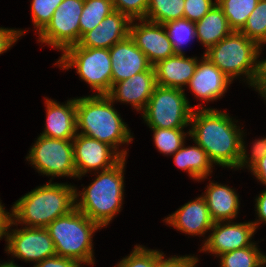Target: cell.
I'll use <instances>...</instances> for the list:
<instances>
[{"label":"cell","instance_id":"6da1fadb","mask_svg":"<svg viewBox=\"0 0 266 267\" xmlns=\"http://www.w3.org/2000/svg\"><path fill=\"white\" fill-rule=\"evenodd\" d=\"M234 122L229 113L198 104L191 115L189 136L206 151L213 164L236 169L243 131Z\"/></svg>","mask_w":266,"mask_h":267},{"label":"cell","instance_id":"7a4b0ae2","mask_svg":"<svg viewBox=\"0 0 266 267\" xmlns=\"http://www.w3.org/2000/svg\"><path fill=\"white\" fill-rule=\"evenodd\" d=\"M38 186L17 200L11 208L10 226L46 228L75 208V188L65 183Z\"/></svg>","mask_w":266,"mask_h":267},{"label":"cell","instance_id":"3957f363","mask_svg":"<svg viewBox=\"0 0 266 267\" xmlns=\"http://www.w3.org/2000/svg\"><path fill=\"white\" fill-rule=\"evenodd\" d=\"M113 103L107 95L76 98L77 133L107 143L126 158L127 150L119 151L118 146L132 142L133 137Z\"/></svg>","mask_w":266,"mask_h":267},{"label":"cell","instance_id":"277c9868","mask_svg":"<svg viewBox=\"0 0 266 267\" xmlns=\"http://www.w3.org/2000/svg\"><path fill=\"white\" fill-rule=\"evenodd\" d=\"M125 163L126 158H123L111 169L95 174V180L81 193L75 188V207L101 228L106 227L121 211Z\"/></svg>","mask_w":266,"mask_h":267},{"label":"cell","instance_id":"5b68a950","mask_svg":"<svg viewBox=\"0 0 266 267\" xmlns=\"http://www.w3.org/2000/svg\"><path fill=\"white\" fill-rule=\"evenodd\" d=\"M46 229L53 240L56 255L94 265L93 234L101 227L76 207L58 217Z\"/></svg>","mask_w":266,"mask_h":267},{"label":"cell","instance_id":"8992f818","mask_svg":"<svg viewBox=\"0 0 266 267\" xmlns=\"http://www.w3.org/2000/svg\"><path fill=\"white\" fill-rule=\"evenodd\" d=\"M261 49L240 31H232L203 55L232 81L244 75L247 83L253 87L258 76Z\"/></svg>","mask_w":266,"mask_h":267},{"label":"cell","instance_id":"52a82bcc","mask_svg":"<svg viewBox=\"0 0 266 267\" xmlns=\"http://www.w3.org/2000/svg\"><path fill=\"white\" fill-rule=\"evenodd\" d=\"M63 70L76 68L79 77L88 83L96 95H107L112 88V68L109 49L69 47L55 63Z\"/></svg>","mask_w":266,"mask_h":267},{"label":"cell","instance_id":"ba28073f","mask_svg":"<svg viewBox=\"0 0 266 267\" xmlns=\"http://www.w3.org/2000/svg\"><path fill=\"white\" fill-rule=\"evenodd\" d=\"M184 90L157 85L142 117L149 128L175 129L190 126L194 110Z\"/></svg>","mask_w":266,"mask_h":267},{"label":"cell","instance_id":"9c48e42d","mask_svg":"<svg viewBox=\"0 0 266 267\" xmlns=\"http://www.w3.org/2000/svg\"><path fill=\"white\" fill-rule=\"evenodd\" d=\"M26 159L46 176L77 178L72 140L39 135Z\"/></svg>","mask_w":266,"mask_h":267},{"label":"cell","instance_id":"30bf717a","mask_svg":"<svg viewBox=\"0 0 266 267\" xmlns=\"http://www.w3.org/2000/svg\"><path fill=\"white\" fill-rule=\"evenodd\" d=\"M84 0H63L51 21L38 34V41L65 51L80 41V16Z\"/></svg>","mask_w":266,"mask_h":267},{"label":"cell","instance_id":"8fae6325","mask_svg":"<svg viewBox=\"0 0 266 267\" xmlns=\"http://www.w3.org/2000/svg\"><path fill=\"white\" fill-rule=\"evenodd\" d=\"M10 227L9 221L5 237L7 242L5 251L8 254L27 262L32 261L34 265L56 255L53 240L46 228L10 229Z\"/></svg>","mask_w":266,"mask_h":267},{"label":"cell","instance_id":"7c38bea8","mask_svg":"<svg viewBox=\"0 0 266 267\" xmlns=\"http://www.w3.org/2000/svg\"><path fill=\"white\" fill-rule=\"evenodd\" d=\"M74 163L77 178L87 172L105 171L117 165L123 157L110 145L77 133L73 138Z\"/></svg>","mask_w":266,"mask_h":267},{"label":"cell","instance_id":"4fadbf2b","mask_svg":"<svg viewBox=\"0 0 266 267\" xmlns=\"http://www.w3.org/2000/svg\"><path fill=\"white\" fill-rule=\"evenodd\" d=\"M213 231L208 238L203 241L204 244L200 249L207 253L210 252L217 257L221 254L251 246L252 236L256 231L252 222L234 223L231 221H221L213 223Z\"/></svg>","mask_w":266,"mask_h":267},{"label":"cell","instance_id":"5bb4252c","mask_svg":"<svg viewBox=\"0 0 266 267\" xmlns=\"http://www.w3.org/2000/svg\"><path fill=\"white\" fill-rule=\"evenodd\" d=\"M135 20L130 24V37L136 46L147 56L154 66L159 61L175 55L171 41L163 24L154 23L145 19Z\"/></svg>","mask_w":266,"mask_h":267},{"label":"cell","instance_id":"9a60e30c","mask_svg":"<svg viewBox=\"0 0 266 267\" xmlns=\"http://www.w3.org/2000/svg\"><path fill=\"white\" fill-rule=\"evenodd\" d=\"M109 54L112 68V86L153 67L147 56L136 46L130 36L114 44L109 49Z\"/></svg>","mask_w":266,"mask_h":267},{"label":"cell","instance_id":"2e32d148","mask_svg":"<svg viewBox=\"0 0 266 267\" xmlns=\"http://www.w3.org/2000/svg\"><path fill=\"white\" fill-rule=\"evenodd\" d=\"M157 86L154 68L115 83L107 96L113 102L130 103L137 111H144Z\"/></svg>","mask_w":266,"mask_h":267},{"label":"cell","instance_id":"e0dca14e","mask_svg":"<svg viewBox=\"0 0 266 267\" xmlns=\"http://www.w3.org/2000/svg\"><path fill=\"white\" fill-rule=\"evenodd\" d=\"M231 82L228 76L203 55L187 86L199 100L208 102L222 98Z\"/></svg>","mask_w":266,"mask_h":267},{"label":"cell","instance_id":"ac0fdd59","mask_svg":"<svg viewBox=\"0 0 266 267\" xmlns=\"http://www.w3.org/2000/svg\"><path fill=\"white\" fill-rule=\"evenodd\" d=\"M130 24L131 20L126 15L114 10L94 29L86 32L78 45L83 48L110 49L130 35Z\"/></svg>","mask_w":266,"mask_h":267},{"label":"cell","instance_id":"d6986e66","mask_svg":"<svg viewBox=\"0 0 266 267\" xmlns=\"http://www.w3.org/2000/svg\"><path fill=\"white\" fill-rule=\"evenodd\" d=\"M163 221L176 228L177 231L180 230L192 236L205 235L214 223L209 214L206 200L202 195L185 203Z\"/></svg>","mask_w":266,"mask_h":267},{"label":"cell","instance_id":"ffe728a7","mask_svg":"<svg viewBox=\"0 0 266 267\" xmlns=\"http://www.w3.org/2000/svg\"><path fill=\"white\" fill-rule=\"evenodd\" d=\"M45 102L46 123L40 134L53 139L73 140L77 135L76 98L62 105L48 98Z\"/></svg>","mask_w":266,"mask_h":267},{"label":"cell","instance_id":"44dd1931","mask_svg":"<svg viewBox=\"0 0 266 267\" xmlns=\"http://www.w3.org/2000/svg\"><path fill=\"white\" fill-rule=\"evenodd\" d=\"M198 64L197 57L174 55L156 63L154 73L157 85L184 90L194 75Z\"/></svg>","mask_w":266,"mask_h":267},{"label":"cell","instance_id":"7402d4cb","mask_svg":"<svg viewBox=\"0 0 266 267\" xmlns=\"http://www.w3.org/2000/svg\"><path fill=\"white\" fill-rule=\"evenodd\" d=\"M211 182L204 195L213 222L233 221L237 217L240 201L234 189L227 185Z\"/></svg>","mask_w":266,"mask_h":267},{"label":"cell","instance_id":"603a6c76","mask_svg":"<svg viewBox=\"0 0 266 267\" xmlns=\"http://www.w3.org/2000/svg\"><path fill=\"white\" fill-rule=\"evenodd\" d=\"M196 38L206 47V51L228 36L229 27L222 9L215 4L198 22H195Z\"/></svg>","mask_w":266,"mask_h":267},{"label":"cell","instance_id":"cb8c5ba5","mask_svg":"<svg viewBox=\"0 0 266 267\" xmlns=\"http://www.w3.org/2000/svg\"><path fill=\"white\" fill-rule=\"evenodd\" d=\"M195 146L185 144L173 154L175 165L188 172L194 180H203L212 173L213 163L206 151L195 143Z\"/></svg>","mask_w":266,"mask_h":267},{"label":"cell","instance_id":"d4e9b609","mask_svg":"<svg viewBox=\"0 0 266 267\" xmlns=\"http://www.w3.org/2000/svg\"><path fill=\"white\" fill-rule=\"evenodd\" d=\"M256 244L219 255L220 267L266 266V255L258 250Z\"/></svg>","mask_w":266,"mask_h":267},{"label":"cell","instance_id":"484cf974","mask_svg":"<svg viewBox=\"0 0 266 267\" xmlns=\"http://www.w3.org/2000/svg\"><path fill=\"white\" fill-rule=\"evenodd\" d=\"M222 9L229 27L240 31L247 22L249 15L255 9L259 0H215Z\"/></svg>","mask_w":266,"mask_h":267},{"label":"cell","instance_id":"4316f807","mask_svg":"<svg viewBox=\"0 0 266 267\" xmlns=\"http://www.w3.org/2000/svg\"><path fill=\"white\" fill-rule=\"evenodd\" d=\"M185 0H149L145 20L164 24L184 18Z\"/></svg>","mask_w":266,"mask_h":267},{"label":"cell","instance_id":"83f0119b","mask_svg":"<svg viewBox=\"0 0 266 267\" xmlns=\"http://www.w3.org/2000/svg\"><path fill=\"white\" fill-rule=\"evenodd\" d=\"M114 11L112 0H84L80 16V38L99 25L103 19Z\"/></svg>","mask_w":266,"mask_h":267},{"label":"cell","instance_id":"f1b7e54d","mask_svg":"<svg viewBox=\"0 0 266 267\" xmlns=\"http://www.w3.org/2000/svg\"><path fill=\"white\" fill-rule=\"evenodd\" d=\"M163 25L171 41L174 53L176 55H184L182 46L196 38L195 22L181 18L164 23Z\"/></svg>","mask_w":266,"mask_h":267},{"label":"cell","instance_id":"f546056e","mask_svg":"<svg viewBox=\"0 0 266 267\" xmlns=\"http://www.w3.org/2000/svg\"><path fill=\"white\" fill-rule=\"evenodd\" d=\"M240 32L260 47L266 43V0L258 1Z\"/></svg>","mask_w":266,"mask_h":267},{"label":"cell","instance_id":"4dcf8cb0","mask_svg":"<svg viewBox=\"0 0 266 267\" xmlns=\"http://www.w3.org/2000/svg\"><path fill=\"white\" fill-rule=\"evenodd\" d=\"M153 133L154 144L160 153L164 155H173L177 150H179L185 143V137L190 135L187 131L186 134L184 128L175 129H161V128H151Z\"/></svg>","mask_w":266,"mask_h":267},{"label":"cell","instance_id":"1f68e13d","mask_svg":"<svg viewBox=\"0 0 266 267\" xmlns=\"http://www.w3.org/2000/svg\"><path fill=\"white\" fill-rule=\"evenodd\" d=\"M158 250H151L135 245L134 250L123 258L115 267H156L158 261L165 255Z\"/></svg>","mask_w":266,"mask_h":267},{"label":"cell","instance_id":"d6a6232c","mask_svg":"<svg viewBox=\"0 0 266 267\" xmlns=\"http://www.w3.org/2000/svg\"><path fill=\"white\" fill-rule=\"evenodd\" d=\"M63 0H32V22L38 34L51 21L52 15Z\"/></svg>","mask_w":266,"mask_h":267},{"label":"cell","instance_id":"836d02e7","mask_svg":"<svg viewBox=\"0 0 266 267\" xmlns=\"http://www.w3.org/2000/svg\"><path fill=\"white\" fill-rule=\"evenodd\" d=\"M113 8L126 15L131 21L146 18L149 0H112Z\"/></svg>","mask_w":266,"mask_h":267},{"label":"cell","instance_id":"e575fe53","mask_svg":"<svg viewBox=\"0 0 266 267\" xmlns=\"http://www.w3.org/2000/svg\"><path fill=\"white\" fill-rule=\"evenodd\" d=\"M243 134L244 133H242L241 138V154L238 162V167L236 169H242L246 166L245 168H249L248 170H250L262 157L266 155V137L256 139L255 142H253L251 154L247 155V149L245 148L246 146L243 140Z\"/></svg>","mask_w":266,"mask_h":267},{"label":"cell","instance_id":"d590c367","mask_svg":"<svg viewBox=\"0 0 266 267\" xmlns=\"http://www.w3.org/2000/svg\"><path fill=\"white\" fill-rule=\"evenodd\" d=\"M184 18L198 22L216 4L213 0H185Z\"/></svg>","mask_w":266,"mask_h":267},{"label":"cell","instance_id":"8d00e7d4","mask_svg":"<svg viewBox=\"0 0 266 267\" xmlns=\"http://www.w3.org/2000/svg\"><path fill=\"white\" fill-rule=\"evenodd\" d=\"M198 262V258L191 255L185 256H173L167 257L163 256L157 263L156 267H195Z\"/></svg>","mask_w":266,"mask_h":267},{"label":"cell","instance_id":"74e56055","mask_svg":"<svg viewBox=\"0 0 266 267\" xmlns=\"http://www.w3.org/2000/svg\"><path fill=\"white\" fill-rule=\"evenodd\" d=\"M81 266L82 262L78 260L54 255L42 260L41 262H38L33 267H81Z\"/></svg>","mask_w":266,"mask_h":267},{"label":"cell","instance_id":"f35d334b","mask_svg":"<svg viewBox=\"0 0 266 267\" xmlns=\"http://www.w3.org/2000/svg\"><path fill=\"white\" fill-rule=\"evenodd\" d=\"M23 35H25L23 30L0 27V54L9 50L17 42L18 38Z\"/></svg>","mask_w":266,"mask_h":267},{"label":"cell","instance_id":"ab89813d","mask_svg":"<svg viewBox=\"0 0 266 267\" xmlns=\"http://www.w3.org/2000/svg\"><path fill=\"white\" fill-rule=\"evenodd\" d=\"M255 211L258 215V220L252 222L255 226V229L257 230L258 226L263 222L266 224V189L259 194V196L255 199Z\"/></svg>","mask_w":266,"mask_h":267},{"label":"cell","instance_id":"60d3db41","mask_svg":"<svg viewBox=\"0 0 266 267\" xmlns=\"http://www.w3.org/2000/svg\"><path fill=\"white\" fill-rule=\"evenodd\" d=\"M258 91L262 98L266 100V59L264 61H260L258 68V76L256 82L253 86Z\"/></svg>","mask_w":266,"mask_h":267},{"label":"cell","instance_id":"b9f144b4","mask_svg":"<svg viewBox=\"0 0 266 267\" xmlns=\"http://www.w3.org/2000/svg\"><path fill=\"white\" fill-rule=\"evenodd\" d=\"M257 180L266 185V155L262 157L251 169Z\"/></svg>","mask_w":266,"mask_h":267},{"label":"cell","instance_id":"7bdbcfd3","mask_svg":"<svg viewBox=\"0 0 266 267\" xmlns=\"http://www.w3.org/2000/svg\"><path fill=\"white\" fill-rule=\"evenodd\" d=\"M1 203L0 201V240L3 236L6 237V229L10 221V213L5 211Z\"/></svg>","mask_w":266,"mask_h":267},{"label":"cell","instance_id":"ee69618b","mask_svg":"<svg viewBox=\"0 0 266 267\" xmlns=\"http://www.w3.org/2000/svg\"><path fill=\"white\" fill-rule=\"evenodd\" d=\"M0 267H20V266L16 265V263H14L12 260L10 262H5L2 264L0 263Z\"/></svg>","mask_w":266,"mask_h":267}]
</instances>
